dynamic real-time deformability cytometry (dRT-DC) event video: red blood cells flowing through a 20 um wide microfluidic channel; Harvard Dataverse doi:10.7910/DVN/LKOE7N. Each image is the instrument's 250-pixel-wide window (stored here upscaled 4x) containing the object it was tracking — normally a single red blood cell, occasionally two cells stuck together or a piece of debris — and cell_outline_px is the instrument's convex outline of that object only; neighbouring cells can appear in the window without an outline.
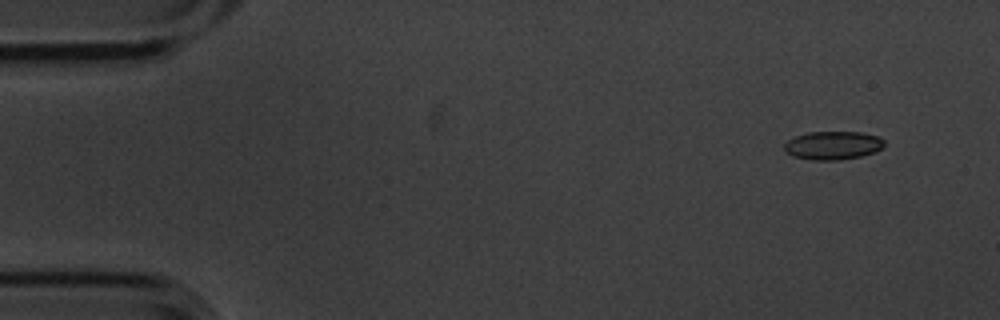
{"species": "common noctule bat (a hibernating species)", "species_latin": "Nyctalus noctula", "temperature_condition": "cold", "stored_images_in_passage": 4, "camera_frame_rate_fps": 3000, "um_per_image_px": 0.085, "animal": {"sex": "male", "body_mass_g": 20.1, "forearm_length_mm": 53.5}, "frame": {"image": 1, "passage_image": 1, "time_ms": 0.0, "image_size_px": [1000, 320], "cell_outline_px": [[884, 144], [876, 152], [860, 156], [836, 160], [812, 160], [792, 156], [784, 148], [784, 144], [788, 140], [796, 136], [808, 132], [860, 132], [880, 136], [884, 140]], "centroid_in_image_um": [70.81, 12.35], "position_along_channel_um": 14.2, "area_um2": 16.47}}